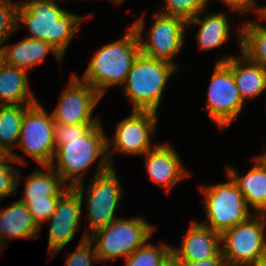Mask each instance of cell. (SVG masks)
<instances>
[{
  "label": "cell",
  "instance_id": "6da1fadb",
  "mask_svg": "<svg viewBox=\"0 0 266 266\" xmlns=\"http://www.w3.org/2000/svg\"><path fill=\"white\" fill-rule=\"evenodd\" d=\"M102 126L101 122L79 124L54 122L56 149L50 167L60 175L64 183L70 180L68 187L73 188L84 182L90 167L97 161L93 177L111 168L107 156L108 135Z\"/></svg>",
  "mask_w": 266,
  "mask_h": 266
},
{
  "label": "cell",
  "instance_id": "7a4b0ae2",
  "mask_svg": "<svg viewBox=\"0 0 266 266\" xmlns=\"http://www.w3.org/2000/svg\"><path fill=\"white\" fill-rule=\"evenodd\" d=\"M57 0L20 1L16 29H28L26 37L49 43L64 58L67 47L87 17L70 13Z\"/></svg>",
  "mask_w": 266,
  "mask_h": 266
},
{
  "label": "cell",
  "instance_id": "3957f363",
  "mask_svg": "<svg viewBox=\"0 0 266 266\" xmlns=\"http://www.w3.org/2000/svg\"><path fill=\"white\" fill-rule=\"evenodd\" d=\"M139 53L138 36L130 25L121 38L98 49L83 76L77 77L88 83L103 97L108 88L124 85L127 74Z\"/></svg>",
  "mask_w": 266,
  "mask_h": 266
},
{
  "label": "cell",
  "instance_id": "277c9868",
  "mask_svg": "<svg viewBox=\"0 0 266 266\" xmlns=\"http://www.w3.org/2000/svg\"><path fill=\"white\" fill-rule=\"evenodd\" d=\"M178 70L179 67L168 61L139 53L122 86L124 95L132 103V110L158 113L167 81Z\"/></svg>",
  "mask_w": 266,
  "mask_h": 266
},
{
  "label": "cell",
  "instance_id": "5b68a950",
  "mask_svg": "<svg viewBox=\"0 0 266 266\" xmlns=\"http://www.w3.org/2000/svg\"><path fill=\"white\" fill-rule=\"evenodd\" d=\"M155 230L156 226L141 216L119 217L88 238L94 243L99 262L116 261L117 258H127L144 245Z\"/></svg>",
  "mask_w": 266,
  "mask_h": 266
},
{
  "label": "cell",
  "instance_id": "8992f818",
  "mask_svg": "<svg viewBox=\"0 0 266 266\" xmlns=\"http://www.w3.org/2000/svg\"><path fill=\"white\" fill-rule=\"evenodd\" d=\"M84 184L85 182H82L73 188L79 193L82 200L84 197V200H86L87 218L89 219L88 228L90 229H85L84 234L89 237L119 218L115 215L124 197V189L115 167L92 177L85 190L86 186Z\"/></svg>",
  "mask_w": 266,
  "mask_h": 266
},
{
  "label": "cell",
  "instance_id": "52a82bcc",
  "mask_svg": "<svg viewBox=\"0 0 266 266\" xmlns=\"http://www.w3.org/2000/svg\"><path fill=\"white\" fill-rule=\"evenodd\" d=\"M226 179L227 182L201 187L205 200L200 204H204L207 219L199 223L219 234L246 221L252 214L236 183L229 175Z\"/></svg>",
  "mask_w": 266,
  "mask_h": 266
},
{
  "label": "cell",
  "instance_id": "ba28073f",
  "mask_svg": "<svg viewBox=\"0 0 266 266\" xmlns=\"http://www.w3.org/2000/svg\"><path fill=\"white\" fill-rule=\"evenodd\" d=\"M144 15L131 24L138 36L140 53L151 58L168 61L178 67L174 59L183 48L187 22L179 17L155 12L152 16L153 23L145 36L143 33L146 24Z\"/></svg>",
  "mask_w": 266,
  "mask_h": 266
},
{
  "label": "cell",
  "instance_id": "9c48e42d",
  "mask_svg": "<svg viewBox=\"0 0 266 266\" xmlns=\"http://www.w3.org/2000/svg\"><path fill=\"white\" fill-rule=\"evenodd\" d=\"M253 214L221 234L222 255L227 266H249L266 256V214Z\"/></svg>",
  "mask_w": 266,
  "mask_h": 266
},
{
  "label": "cell",
  "instance_id": "30bf717a",
  "mask_svg": "<svg viewBox=\"0 0 266 266\" xmlns=\"http://www.w3.org/2000/svg\"><path fill=\"white\" fill-rule=\"evenodd\" d=\"M130 113L117 123L113 138L107 137V156L111 167H114V152L143 156L155 147H152L151 139L156 133L158 113L138 110H131Z\"/></svg>",
  "mask_w": 266,
  "mask_h": 266
},
{
  "label": "cell",
  "instance_id": "8fae6325",
  "mask_svg": "<svg viewBox=\"0 0 266 266\" xmlns=\"http://www.w3.org/2000/svg\"><path fill=\"white\" fill-rule=\"evenodd\" d=\"M207 90V112L212 123L224 131L242 111L243 102L232 70L216 63Z\"/></svg>",
  "mask_w": 266,
  "mask_h": 266
},
{
  "label": "cell",
  "instance_id": "7c38bea8",
  "mask_svg": "<svg viewBox=\"0 0 266 266\" xmlns=\"http://www.w3.org/2000/svg\"><path fill=\"white\" fill-rule=\"evenodd\" d=\"M24 154L40 166L50 165L55 153L54 120L41 103L32 105L24 114L17 143Z\"/></svg>",
  "mask_w": 266,
  "mask_h": 266
},
{
  "label": "cell",
  "instance_id": "4fadbf2b",
  "mask_svg": "<svg viewBox=\"0 0 266 266\" xmlns=\"http://www.w3.org/2000/svg\"><path fill=\"white\" fill-rule=\"evenodd\" d=\"M69 85L62 91L58 104L51 112L54 122L64 124L100 123L93 117L95 107L102 96L88 83L81 81L77 74L70 75Z\"/></svg>",
  "mask_w": 266,
  "mask_h": 266
},
{
  "label": "cell",
  "instance_id": "5bb4252c",
  "mask_svg": "<svg viewBox=\"0 0 266 266\" xmlns=\"http://www.w3.org/2000/svg\"><path fill=\"white\" fill-rule=\"evenodd\" d=\"M82 205L79 193L71 187L59 199L56 210L46 221L49 225L47 248L51 258L74 239L82 222Z\"/></svg>",
  "mask_w": 266,
  "mask_h": 266
},
{
  "label": "cell",
  "instance_id": "9a60e30c",
  "mask_svg": "<svg viewBox=\"0 0 266 266\" xmlns=\"http://www.w3.org/2000/svg\"><path fill=\"white\" fill-rule=\"evenodd\" d=\"M143 156L148 178L163 188L166 193L191 175L181 161L178 151L169 143H156L155 147Z\"/></svg>",
  "mask_w": 266,
  "mask_h": 266
},
{
  "label": "cell",
  "instance_id": "2e32d148",
  "mask_svg": "<svg viewBox=\"0 0 266 266\" xmlns=\"http://www.w3.org/2000/svg\"><path fill=\"white\" fill-rule=\"evenodd\" d=\"M237 29L236 35L241 55L238 57L237 55H225L221 58L219 57L216 63H225L232 70L238 91L245 103V100L258 98L266 92V69L252 62L241 52L242 26Z\"/></svg>",
  "mask_w": 266,
  "mask_h": 266
},
{
  "label": "cell",
  "instance_id": "e0dca14e",
  "mask_svg": "<svg viewBox=\"0 0 266 266\" xmlns=\"http://www.w3.org/2000/svg\"><path fill=\"white\" fill-rule=\"evenodd\" d=\"M172 252L183 262L215 258L222 252L221 234L192 220L181 246H173Z\"/></svg>",
  "mask_w": 266,
  "mask_h": 266
},
{
  "label": "cell",
  "instance_id": "ac0fdd59",
  "mask_svg": "<svg viewBox=\"0 0 266 266\" xmlns=\"http://www.w3.org/2000/svg\"><path fill=\"white\" fill-rule=\"evenodd\" d=\"M254 165L245 175L226 165V174L236 183L244 196L247 207L255 214H266V159L254 157Z\"/></svg>",
  "mask_w": 266,
  "mask_h": 266
},
{
  "label": "cell",
  "instance_id": "d6986e66",
  "mask_svg": "<svg viewBox=\"0 0 266 266\" xmlns=\"http://www.w3.org/2000/svg\"><path fill=\"white\" fill-rule=\"evenodd\" d=\"M50 52L58 59L59 66H61L63 57L49 43L25 37L13 45H4L1 60L7 65L29 72V70L45 61L47 54Z\"/></svg>",
  "mask_w": 266,
  "mask_h": 266
},
{
  "label": "cell",
  "instance_id": "ffe728a7",
  "mask_svg": "<svg viewBox=\"0 0 266 266\" xmlns=\"http://www.w3.org/2000/svg\"><path fill=\"white\" fill-rule=\"evenodd\" d=\"M205 12L206 10L202 11L186 24L187 28L195 24L200 26L195 39L201 51L219 48L231 37L229 34L231 27L225 12H209L204 15Z\"/></svg>",
  "mask_w": 266,
  "mask_h": 266
},
{
  "label": "cell",
  "instance_id": "44dd1931",
  "mask_svg": "<svg viewBox=\"0 0 266 266\" xmlns=\"http://www.w3.org/2000/svg\"><path fill=\"white\" fill-rule=\"evenodd\" d=\"M39 232L40 228L33 221L27 205L21 200L0 210V236L6 246L12 239H32Z\"/></svg>",
  "mask_w": 266,
  "mask_h": 266
},
{
  "label": "cell",
  "instance_id": "7402d4cb",
  "mask_svg": "<svg viewBox=\"0 0 266 266\" xmlns=\"http://www.w3.org/2000/svg\"><path fill=\"white\" fill-rule=\"evenodd\" d=\"M28 72L0 62V105L36 104L29 87Z\"/></svg>",
  "mask_w": 266,
  "mask_h": 266
},
{
  "label": "cell",
  "instance_id": "603a6c76",
  "mask_svg": "<svg viewBox=\"0 0 266 266\" xmlns=\"http://www.w3.org/2000/svg\"><path fill=\"white\" fill-rule=\"evenodd\" d=\"M40 167L26 177L21 201H48V197H62L71 188L64 186L66 184L50 165Z\"/></svg>",
  "mask_w": 266,
  "mask_h": 266
},
{
  "label": "cell",
  "instance_id": "cb8c5ba5",
  "mask_svg": "<svg viewBox=\"0 0 266 266\" xmlns=\"http://www.w3.org/2000/svg\"><path fill=\"white\" fill-rule=\"evenodd\" d=\"M32 105L34 104L0 105V146L12 155L16 163L22 165H27V160L14 153L12 147L17 146L24 114Z\"/></svg>",
  "mask_w": 266,
  "mask_h": 266
},
{
  "label": "cell",
  "instance_id": "d4e9b609",
  "mask_svg": "<svg viewBox=\"0 0 266 266\" xmlns=\"http://www.w3.org/2000/svg\"><path fill=\"white\" fill-rule=\"evenodd\" d=\"M257 19H259L258 23L253 20H246L241 24V52L252 62L266 69V26L260 22L262 16Z\"/></svg>",
  "mask_w": 266,
  "mask_h": 266
},
{
  "label": "cell",
  "instance_id": "484cf974",
  "mask_svg": "<svg viewBox=\"0 0 266 266\" xmlns=\"http://www.w3.org/2000/svg\"><path fill=\"white\" fill-rule=\"evenodd\" d=\"M172 251V245H155L146 242L130 256L125 258L124 266H160L164 258Z\"/></svg>",
  "mask_w": 266,
  "mask_h": 266
},
{
  "label": "cell",
  "instance_id": "4316f807",
  "mask_svg": "<svg viewBox=\"0 0 266 266\" xmlns=\"http://www.w3.org/2000/svg\"><path fill=\"white\" fill-rule=\"evenodd\" d=\"M165 6L159 13L179 17L189 22L199 13L207 10L210 0H164ZM165 9V10H164Z\"/></svg>",
  "mask_w": 266,
  "mask_h": 266
},
{
  "label": "cell",
  "instance_id": "83f0119b",
  "mask_svg": "<svg viewBox=\"0 0 266 266\" xmlns=\"http://www.w3.org/2000/svg\"><path fill=\"white\" fill-rule=\"evenodd\" d=\"M11 163H16L12 155L8 154L0 160V199L15 195L17 192L18 183L21 182V172L16 166H11Z\"/></svg>",
  "mask_w": 266,
  "mask_h": 266
},
{
  "label": "cell",
  "instance_id": "f1b7e54d",
  "mask_svg": "<svg viewBox=\"0 0 266 266\" xmlns=\"http://www.w3.org/2000/svg\"><path fill=\"white\" fill-rule=\"evenodd\" d=\"M20 2L13 0H0V54L3 44L16 33L17 10Z\"/></svg>",
  "mask_w": 266,
  "mask_h": 266
},
{
  "label": "cell",
  "instance_id": "f546056e",
  "mask_svg": "<svg viewBox=\"0 0 266 266\" xmlns=\"http://www.w3.org/2000/svg\"><path fill=\"white\" fill-rule=\"evenodd\" d=\"M65 261V266H92V263H99L94 243L86 234L83 233L78 246L68 253Z\"/></svg>",
  "mask_w": 266,
  "mask_h": 266
},
{
  "label": "cell",
  "instance_id": "4dcf8cb0",
  "mask_svg": "<svg viewBox=\"0 0 266 266\" xmlns=\"http://www.w3.org/2000/svg\"><path fill=\"white\" fill-rule=\"evenodd\" d=\"M61 197H48V201H22L27 205L33 221L42 231V224L46 222L56 210Z\"/></svg>",
  "mask_w": 266,
  "mask_h": 266
},
{
  "label": "cell",
  "instance_id": "1f68e13d",
  "mask_svg": "<svg viewBox=\"0 0 266 266\" xmlns=\"http://www.w3.org/2000/svg\"><path fill=\"white\" fill-rule=\"evenodd\" d=\"M229 9L237 11L239 14L246 13L248 10L254 13V0H220Z\"/></svg>",
  "mask_w": 266,
  "mask_h": 266
},
{
  "label": "cell",
  "instance_id": "d6a6232c",
  "mask_svg": "<svg viewBox=\"0 0 266 266\" xmlns=\"http://www.w3.org/2000/svg\"><path fill=\"white\" fill-rule=\"evenodd\" d=\"M184 266H227L222 252L215 258L196 262H184Z\"/></svg>",
  "mask_w": 266,
  "mask_h": 266
},
{
  "label": "cell",
  "instance_id": "836d02e7",
  "mask_svg": "<svg viewBox=\"0 0 266 266\" xmlns=\"http://www.w3.org/2000/svg\"><path fill=\"white\" fill-rule=\"evenodd\" d=\"M160 266H184V262L171 251L161 262Z\"/></svg>",
  "mask_w": 266,
  "mask_h": 266
},
{
  "label": "cell",
  "instance_id": "e575fe53",
  "mask_svg": "<svg viewBox=\"0 0 266 266\" xmlns=\"http://www.w3.org/2000/svg\"><path fill=\"white\" fill-rule=\"evenodd\" d=\"M256 0H254V14L257 15L256 17H260L266 14V5L265 6H257Z\"/></svg>",
  "mask_w": 266,
  "mask_h": 266
},
{
  "label": "cell",
  "instance_id": "d590c367",
  "mask_svg": "<svg viewBox=\"0 0 266 266\" xmlns=\"http://www.w3.org/2000/svg\"><path fill=\"white\" fill-rule=\"evenodd\" d=\"M249 266H266V256L257 259L254 263Z\"/></svg>",
  "mask_w": 266,
  "mask_h": 266
},
{
  "label": "cell",
  "instance_id": "8d00e7d4",
  "mask_svg": "<svg viewBox=\"0 0 266 266\" xmlns=\"http://www.w3.org/2000/svg\"><path fill=\"white\" fill-rule=\"evenodd\" d=\"M5 247H6V245L3 242L2 237L0 236V254L3 253V250H4Z\"/></svg>",
  "mask_w": 266,
  "mask_h": 266
},
{
  "label": "cell",
  "instance_id": "74e56055",
  "mask_svg": "<svg viewBox=\"0 0 266 266\" xmlns=\"http://www.w3.org/2000/svg\"><path fill=\"white\" fill-rule=\"evenodd\" d=\"M8 154L4 151V149L0 146V160L6 157Z\"/></svg>",
  "mask_w": 266,
  "mask_h": 266
},
{
  "label": "cell",
  "instance_id": "f35d334b",
  "mask_svg": "<svg viewBox=\"0 0 266 266\" xmlns=\"http://www.w3.org/2000/svg\"><path fill=\"white\" fill-rule=\"evenodd\" d=\"M110 2H113L115 5H120L124 0H110Z\"/></svg>",
  "mask_w": 266,
  "mask_h": 266
},
{
  "label": "cell",
  "instance_id": "ab89813d",
  "mask_svg": "<svg viewBox=\"0 0 266 266\" xmlns=\"http://www.w3.org/2000/svg\"><path fill=\"white\" fill-rule=\"evenodd\" d=\"M262 21L266 23V14L262 16Z\"/></svg>",
  "mask_w": 266,
  "mask_h": 266
},
{
  "label": "cell",
  "instance_id": "60d3db41",
  "mask_svg": "<svg viewBox=\"0 0 266 266\" xmlns=\"http://www.w3.org/2000/svg\"><path fill=\"white\" fill-rule=\"evenodd\" d=\"M262 156L266 159V152L262 153Z\"/></svg>",
  "mask_w": 266,
  "mask_h": 266
}]
</instances>
